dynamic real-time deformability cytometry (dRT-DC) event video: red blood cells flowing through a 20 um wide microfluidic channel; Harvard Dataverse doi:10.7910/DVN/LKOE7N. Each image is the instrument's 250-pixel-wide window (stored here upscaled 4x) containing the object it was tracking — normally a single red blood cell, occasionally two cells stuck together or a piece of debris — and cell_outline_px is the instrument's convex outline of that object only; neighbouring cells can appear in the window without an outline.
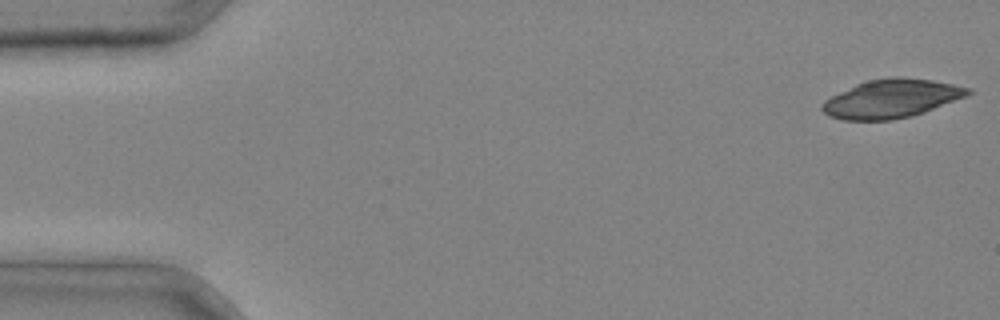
{"species": "common noctule bat (a hibernating species)", "species_latin": "Nyctalus noctula", "temperature_condition": "cold", "stored_images_in_passage": 5, "camera_frame_rate_fps": 3000, "um_per_image_px": 0.085, "animal": {"sex": "male", "body_mass_g": 20.4}, "frame": {"image": 1, "passage_image": 1, "time_ms": 0.0, "image_size_px": [1000, 320], "cell_outline_px": [[972, 92], [968, 96], [924, 112], [912, 116], [892, 120], [844, 120], [828, 116], [820, 108], [820, 104], [824, 100], [856, 84], [868, 80], [892, 76], [900, 76], [932, 80], [972, 88]], "centroid_in_image_um": [75.78, 8.38], "position_along_channel_um": 9.2, "area_um2": 32.89}}